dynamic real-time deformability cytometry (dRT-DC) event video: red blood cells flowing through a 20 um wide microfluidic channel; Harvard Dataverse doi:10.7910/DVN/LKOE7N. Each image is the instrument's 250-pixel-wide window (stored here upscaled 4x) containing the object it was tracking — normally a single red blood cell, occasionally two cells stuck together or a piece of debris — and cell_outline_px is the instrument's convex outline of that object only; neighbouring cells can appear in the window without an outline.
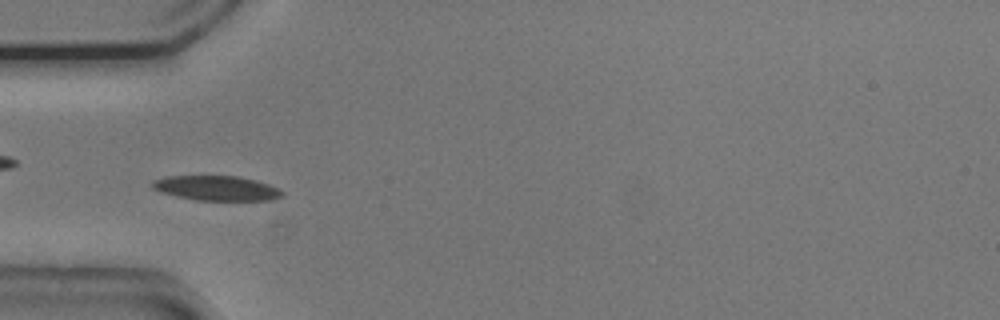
{"species": "common noctule bat (a hibernating species)", "species_latin": "Nyctalus noctula", "temperature_condition": "cold", "stored_images_in_passage": 54, "camera_frame_rate_fps": 3000, "um_per_image_px": 0.085, "animal": {"sex": "male", "body_mass_g": 20.5, "forearm_length_mm": 52.5}, "frame": {"image": 1, "passage_image": 16, "time_ms": 5.0, "image_size_px": [1000, 320], "cell_outline_px": [[284, 196], [272, 200], [196, 200], [160, 192], [152, 188], [152, 180], [168, 176], [236, 176], [256, 180], [268, 184], [284, 192]], "centroid_in_image_um": [18.41, 15.99], "position_along_channel_um": 66.6, "area_um2": 18.67}}
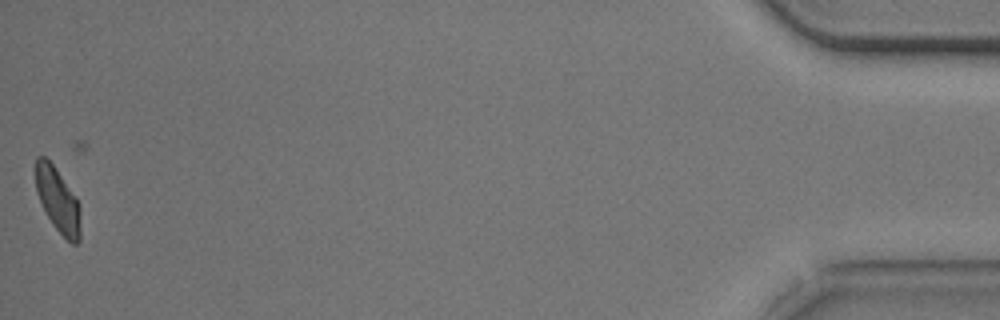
{"frame": {"image": 2, "passage_image": 53, "time_ms": 17.333, "image_size_px": [1000, 320], "cell_outline_px": [[80, 240], [76, 244], [72, 244], [52, 224], [36, 192], [36, 156], [44, 156], [52, 164], [76, 196], [80, 204]], "centroid_in_image_um": [4.94, 17.02], "position_along_channel_um": 430.3, "area_um2": 16.65}, "authors_computed_cell_mechanics": {"area_um2": 18.3804, "velocity_mm_per_s": 3.7272, "shape_relaxation_time_tau1_ms": 4.4097, "shape_relaxation_time_tau2_ms": null, "deformation_change_tau1": 0.1265, "deformation_change_tau2": null}}